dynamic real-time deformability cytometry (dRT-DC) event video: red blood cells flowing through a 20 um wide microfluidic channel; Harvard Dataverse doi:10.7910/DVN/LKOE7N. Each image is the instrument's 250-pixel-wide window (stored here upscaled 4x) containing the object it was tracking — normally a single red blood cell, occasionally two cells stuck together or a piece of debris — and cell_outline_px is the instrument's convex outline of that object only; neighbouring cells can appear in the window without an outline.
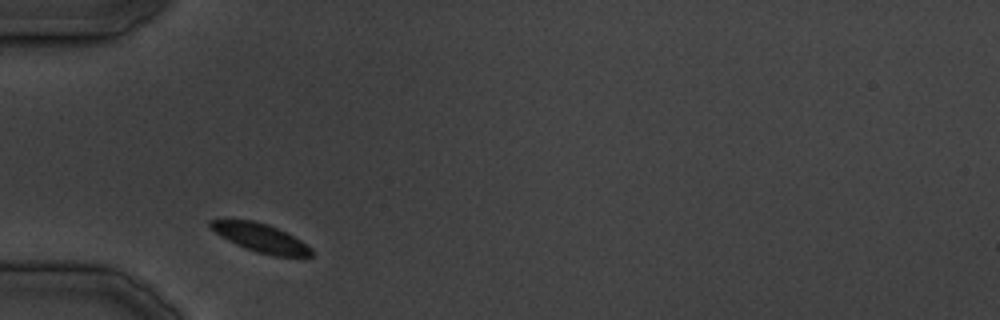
{"species": "common noctule bat (a hibernating species)", "species_latin": "Nyctalus noctula", "temperature_condition": "cold", "stored_images_in_passage": 24, "camera_frame_rate_fps": 3000, "um_per_image_px": 0.085, "animal": {"sex": "male", "body_mass_g": 19.5, "forearm_length_mm": 54.6}, "frame": {"image": 1, "passage_image": 1, "time_ms": 0.0, "image_size_px": [1000, 320], "cell_outline_px": [[312, 256], [304, 260], [272, 256], [256, 252], [244, 248], [228, 240], [216, 232], [208, 224], [208, 220], [252, 220], [268, 224], [300, 240], [312, 248]], "centroid_in_image_um": [22.26, 20.28], "position_along_channel_um": 62.7, "area_um2": 17.05}}
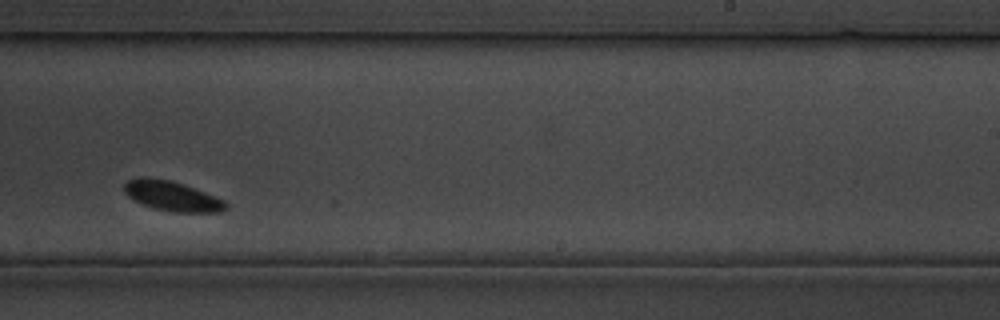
{"frame": {"image": 2, "passage_image": 14, "time_ms": 16.0, "image_size_px": [1000, 320], "cell_outline_px": [[228, 208], [220, 212], [176, 212], [156, 208], [144, 204], [128, 196], [124, 192], [124, 184], [128, 180], [140, 176], [148, 176], [172, 180], [184, 184], [224, 200], [228, 204]], "centroid_in_image_um": [14.63, 16.64], "position_along_channel_um": 274.4, "area_um2": 17.63}}
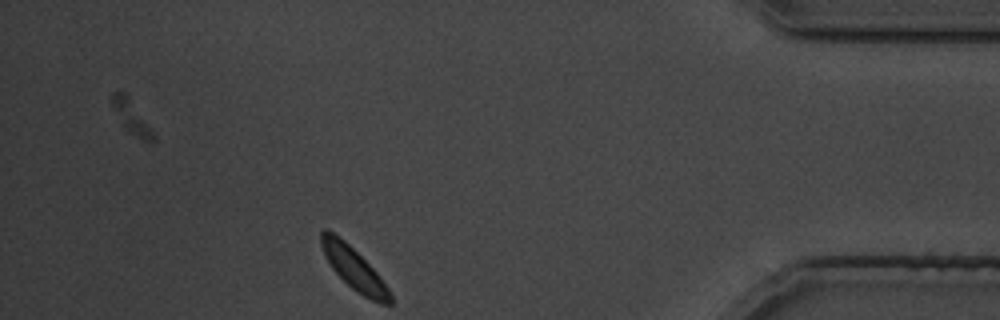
{"frame": {"image": 3, "passage_image": 24, "time_ms": 28.333, "image_size_px": [1000, 320], "cell_outline_px": [[392, 304], [380, 304], [356, 292], [332, 268], [320, 244], [320, 232], [324, 228], [328, 228], [344, 240], [380, 276], [388, 288], [392, 296]], "centroid_in_image_um": [30.08, 22.82], "position_along_channel_um": 405.1, "area_um2": 16.65}}